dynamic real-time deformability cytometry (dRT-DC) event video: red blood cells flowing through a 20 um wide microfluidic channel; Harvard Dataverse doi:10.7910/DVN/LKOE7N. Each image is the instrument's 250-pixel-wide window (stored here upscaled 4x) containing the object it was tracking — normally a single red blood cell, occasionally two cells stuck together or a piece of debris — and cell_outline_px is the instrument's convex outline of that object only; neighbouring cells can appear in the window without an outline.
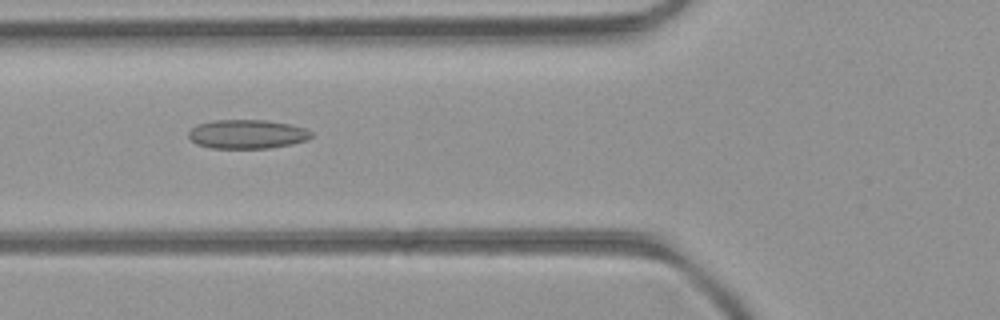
{"species": "common noctule bat (a hibernating species)", "species_latin": "Nyctalus noctula", "temperature_condition": "room temperature", "stored_images_in_passage": 49, "camera_frame_rate_fps": 3000, "um_per_image_px": 0.085, "animal": {"sex": "female", "body_mass_g": 21.9}, "frame": {"image": 1, "passage_image": 18, "time_ms": 5.667, "image_size_px": [1000, 320], "cell_outline_px": [[312, 136], [308, 140], [292, 144], [268, 148], [212, 148], [196, 144], [188, 136], [188, 132], [192, 128], [200, 124], [216, 120], [264, 120], [288, 124], [304, 128], [312, 132]], "centroid_in_image_um": [21.02, 11.41], "position_along_channel_um": 104.8, "area_um2": 20.58}}
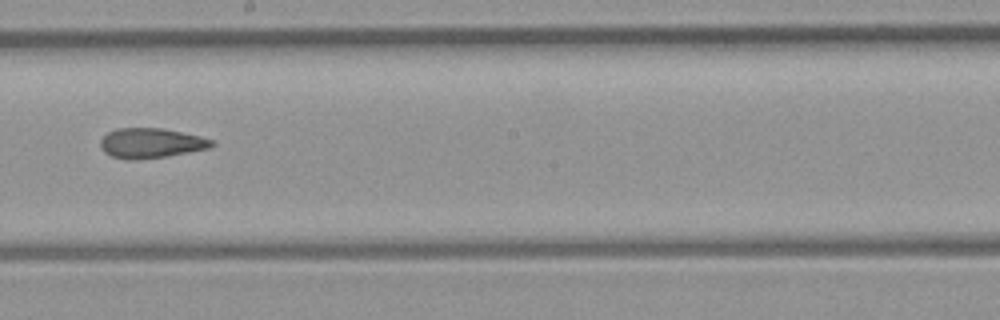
{"frame": {"image": 2, "passage_image": 27, "time_ms": 8.667, "image_size_px": [1000, 320], "cell_outline_px": [[216, 144], [208, 148], [168, 156], [132, 160], [128, 160], [112, 156], [104, 152], [100, 144], [100, 140], [108, 132], [116, 128], [164, 128], [200, 136], [212, 140]], "centroid_in_image_um": [12.82, 12.16], "position_along_channel_um": 235.4, "area_um2": 19.36}}
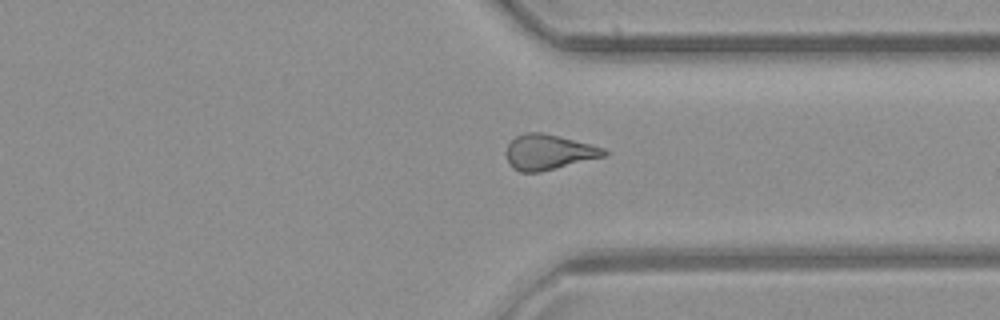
{"frame": {"image": 3, "passage_image": 36, "time_ms": 11.667, "image_size_px": [1000, 320], "cell_outline_px": [[608, 152], [604, 156], [540, 172], [520, 172], [512, 168], [508, 164], [504, 152], [508, 144], [516, 136], [524, 132], [540, 132], [604, 148]], "centroid_in_image_um": [46.54, 12.94], "position_along_channel_um": 364.9, "area_um2": 19.88}}